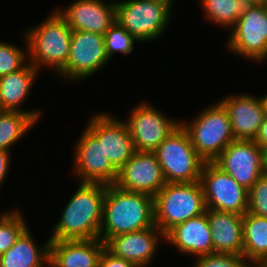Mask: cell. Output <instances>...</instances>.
Wrapping results in <instances>:
<instances>
[{"mask_svg": "<svg viewBox=\"0 0 267 267\" xmlns=\"http://www.w3.org/2000/svg\"><path fill=\"white\" fill-rule=\"evenodd\" d=\"M124 120L136 151L154 152L157 147L180 125V119L170 118L150 102H140Z\"/></svg>", "mask_w": 267, "mask_h": 267, "instance_id": "cell-11", "label": "cell"}, {"mask_svg": "<svg viewBox=\"0 0 267 267\" xmlns=\"http://www.w3.org/2000/svg\"><path fill=\"white\" fill-rule=\"evenodd\" d=\"M37 121L28 113L0 111V150L11 151L13 147Z\"/></svg>", "mask_w": 267, "mask_h": 267, "instance_id": "cell-25", "label": "cell"}, {"mask_svg": "<svg viewBox=\"0 0 267 267\" xmlns=\"http://www.w3.org/2000/svg\"><path fill=\"white\" fill-rule=\"evenodd\" d=\"M213 163L247 190L265 173L262 148L254 140L231 142Z\"/></svg>", "mask_w": 267, "mask_h": 267, "instance_id": "cell-14", "label": "cell"}, {"mask_svg": "<svg viewBox=\"0 0 267 267\" xmlns=\"http://www.w3.org/2000/svg\"><path fill=\"white\" fill-rule=\"evenodd\" d=\"M226 109L236 140H255L266 115L260 97L233 94L218 100Z\"/></svg>", "mask_w": 267, "mask_h": 267, "instance_id": "cell-18", "label": "cell"}, {"mask_svg": "<svg viewBox=\"0 0 267 267\" xmlns=\"http://www.w3.org/2000/svg\"><path fill=\"white\" fill-rule=\"evenodd\" d=\"M36 25L23 32L28 62L39 71L50 68L57 75L66 66L70 55L72 30L57 10Z\"/></svg>", "mask_w": 267, "mask_h": 267, "instance_id": "cell-3", "label": "cell"}, {"mask_svg": "<svg viewBox=\"0 0 267 267\" xmlns=\"http://www.w3.org/2000/svg\"><path fill=\"white\" fill-rule=\"evenodd\" d=\"M180 124L187 131L194 149L205 162H213L236 140L227 111L219 101L203 108L191 121L182 119Z\"/></svg>", "mask_w": 267, "mask_h": 267, "instance_id": "cell-4", "label": "cell"}, {"mask_svg": "<svg viewBox=\"0 0 267 267\" xmlns=\"http://www.w3.org/2000/svg\"><path fill=\"white\" fill-rule=\"evenodd\" d=\"M36 242L31 228H28L15 244L0 256V267H49L50 239L40 246Z\"/></svg>", "mask_w": 267, "mask_h": 267, "instance_id": "cell-23", "label": "cell"}, {"mask_svg": "<svg viewBox=\"0 0 267 267\" xmlns=\"http://www.w3.org/2000/svg\"><path fill=\"white\" fill-rule=\"evenodd\" d=\"M228 34L226 48L250 62L267 60V16L265 5L249 6Z\"/></svg>", "mask_w": 267, "mask_h": 267, "instance_id": "cell-8", "label": "cell"}, {"mask_svg": "<svg viewBox=\"0 0 267 267\" xmlns=\"http://www.w3.org/2000/svg\"><path fill=\"white\" fill-rule=\"evenodd\" d=\"M250 267H267V263H253Z\"/></svg>", "mask_w": 267, "mask_h": 267, "instance_id": "cell-39", "label": "cell"}, {"mask_svg": "<svg viewBox=\"0 0 267 267\" xmlns=\"http://www.w3.org/2000/svg\"><path fill=\"white\" fill-rule=\"evenodd\" d=\"M242 223V255L251 264L267 263V218L246 212Z\"/></svg>", "mask_w": 267, "mask_h": 267, "instance_id": "cell-24", "label": "cell"}, {"mask_svg": "<svg viewBox=\"0 0 267 267\" xmlns=\"http://www.w3.org/2000/svg\"><path fill=\"white\" fill-rule=\"evenodd\" d=\"M106 1V2H105ZM57 12L71 30L89 31L104 35L116 21L115 0H73Z\"/></svg>", "mask_w": 267, "mask_h": 267, "instance_id": "cell-17", "label": "cell"}, {"mask_svg": "<svg viewBox=\"0 0 267 267\" xmlns=\"http://www.w3.org/2000/svg\"><path fill=\"white\" fill-rule=\"evenodd\" d=\"M40 71L30 62L18 71L0 77V111H20L30 114L37 122L41 112L37 109H23L22 103L32 91ZM21 107V108H20Z\"/></svg>", "mask_w": 267, "mask_h": 267, "instance_id": "cell-21", "label": "cell"}, {"mask_svg": "<svg viewBox=\"0 0 267 267\" xmlns=\"http://www.w3.org/2000/svg\"><path fill=\"white\" fill-rule=\"evenodd\" d=\"M152 1H157V2H162L164 4H167L171 9L174 5L173 2H175V0H152Z\"/></svg>", "mask_w": 267, "mask_h": 267, "instance_id": "cell-38", "label": "cell"}, {"mask_svg": "<svg viewBox=\"0 0 267 267\" xmlns=\"http://www.w3.org/2000/svg\"><path fill=\"white\" fill-rule=\"evenodd\" d=\"M24 38L25 47L23 49L15 44L0 41V77L6 74L18 71L28 63V47L27 41Z\"/></svg>", "mask_w": 267, "mask_h": 267, "instance_id": "cell-29", "label": "cell"}, {"mask_svg": "<svg viewBox=\"0 0 267 267\" xmlns=\"http://www.w3.org/2000/svg\"><path fill=\"white\" fill-rule=\"evenodd\" d=\"M248 6H259V5H265L267 3V0H244Z\"/></svg>", "mask_w": 267, "mask_h": 267, "instance_id": "cell-35", "label": "cell"}, {"mask_svg": "<svg viewBox=\"0 0 267 267\" xmlns=\"http://www.w3.org/2000/svg\"><path fill=\"white\" fill-rule=\"evenodd\" d=\"M265 11H266V16H267V3L265 4Z\"/></svg>", "mask_w": 267, "mask_h": 267, "instance_id": "cell-40", "label": "cell"}, {"mask_svg": "<svg viewBox=\"0 0 267 267\" xmlns=\"http://www.w3.org/2000/svg\"><path fill=\"white\" fill-rule=\"evenodd\" d=\"M214 253L242 255V215L207 209Z\"/></svg>", "mask_w": 267, "mask_h": 267, "instance_id": "cell-22", "label": "cell"}, {"mask_svg": "<svg viewBox=\"0 0 267 267\" xmlns=\"http://www.w3.org/2000/svg\"><path fill=\"white\" fill-rule=\"evenodd\" d=\"M98 267H136L132 262L114 256L106 248L103 250Z\"/></svg>", "mask_w": 267, "mask_h": 267, "instance_id": "cell-32", "label": "cell"}, {"mask_svg": "<svg viewBox=\"0 0 267 267\" xmlns=\"http://www.w3.org/2000/svg\"><path fill=\"white\" fill-rule=\"evenodd\" d=\"M91 117L86 128L103 144L106 158L119 170L136 152L128 125L124 118L106 111Z\"/></svg>", "mask_w": 267, "mask_h": 267, "instance_id": "cell-13", "label": "cell"}, {"mask_svg": "<svg viewBox=\"0 0 267 267\" xmlns=\"http://www.w3.org/2000/svg\"><path fill=\"white\" fill-rule=\"evenodd\" d=\"M155 226L166 235L173 227L206 212L203 189L194 183H166L154 197Z\"/></svg>", "mask_w": 267, "mask_h": 267, "instance_id": "cell-5", "label": "cell"}, {"mask_svg": "<svg viewBox=\"0 0 267 267\" xmlns=\"http://www.w3.org/2000/svg\"><path fill=\"white\" fill-rule=\"evenodd\" d=\"M24 218V213L19 208L0 213V256L29 228Z\"/></svg>", "mask_w": 267, "mask_h": 267, "instance_id": "cell-27", "label": "cell"}, {"mask_svg": "<svg viewBox=\"0 0 267 267\" xmlns=\"http://www.w3.org/2000/svg\"><path fill=\"white\" fill-rule=\"evenodd\" d=\"M105 248L101 239L50 241L49 267H98Z\"/></svg>", "mask_w": 267, "mask_h": 267, "instance_id": "cell-20", "label": "cell"}, {"mask_svg": "<svg viewBox=\"0 0 267 267\" xmlns=\"http://www.w3.org/2000/svg\"><path fill=\"white\" fill-rule=\"evenodd\" d=\"M206 209L243 215L248 211L249 191L213 162H205L200 180Z\"/></svg>", "mask_w": 267, "mask_h": 267, "instance_id": "cell-10", "label": "cell"}, {"mask_svg": "<svg viewBox=\"0 0 267 267\" xmlns=\"http://www.w3.org/2000/svg\"><path fill=\"white\" fill-rule=\"evenodd\" d=\"M155 226L154 198L147 194L107 185L100 239L106 243L111 237Z\"/></svg>", "mask_w": 267, "mask_h": 267, "instance_id": "cell-2", "label": "cell"}, {"mask_svg": "<svg viewBox=\"0 0 267 267\" xmlns=\"http://www.w3.org/2000/svg\"><path fill=\"white\" fill-rule=\"evenodd\" d=\"M11 151L0 150V186L7 178L11 164ZM1 188V187H0Z\"/></svg>", "mask_w": 267, "mask_h": 267, "instance_id": "cell-33", "label": "cell"}, {"mask_svg": "<svg viewBox=\"0 0 267 267\" xmlns=\"http://www.w3.org/2000/svg\"><path fill=\"white\" fill-rule=\"evenodd\" d=\"M166 183H194L200 180L205 161L191 144L180 124L154 151Z\"/></svg>", "mask_w": 267, "mask_h": 267, "instance_id": "cell-6", "label": "cell"}, {"mask_svg": "<svg viewBox=\"0 0 267 267\" xmlns=\"http://www.w3.org/2000/svg\"><path fill=\"white\" fill-rule=\"evenodd\" d=\"M118 21L140 43L152 42L164 35L172 9L152 0H115Z\"/></svg>", "mask_w": 267, "mask_h": 267, "instance_id": "cell-7", "label": "cell"}, {"mask_svg": "<svg viewBox=\"0 0 267 267\" xmlns=\"http://www.w3.org/2000/svg\"><path fill=\"white\" fill-rule=\"evenodd\" d=\"M193 267H250L251 263L237 254L213 253L194 259Z\"/></svg>", "mask_w": 267, "mask_h": 267, "instance_id": "cell-30", "label": "cell"}, {"mask_svg": "<svg viewBox=\"0 0 267 267\" xmlns=\"http://www.w3.org/2000/svg\"><path fill=\"white\" fill-rule=\"evenodd\" d=\"M52 226L50 241L100 239L107 185L80 182Z\"/></svg>", "mask_w": 267, "mask_h": 267, "instance_id": "cell-1", "label": "cell"}, {"mask_svg": "<svg viewBox=\"0 0 267 267\" xmlns=\"http://www.w3.org/2000/svg\"><path fill=\"white\" fill-rule=\"evenodd\" d=\"M168 245L182 254L199 256L213 254L212 236L206 212L173 227L166 235Z\"/></svg>", "mask_w": 267, "mask_h": 267, "instance_id": "cell-19", "label": "cell"}, {"mask_svg": "<svg viewBox=\"0 0 267 267\" xmlns=\"http://www.w3.org/2000/svg\"><path fill=\"white\" fill-rule=\"evenodd\" d=\"M204 18L219 28L231 29L249 7L244 0H200Z\"/></svg>", "mask_w": 267, "mask_h": 267, "instance_id": "cell-26", "label": "cell"}, {"mask_svg": "<svg viewBox=\"0 0 267 267\" xmlns=\"http://www.w3.org/2000/svg\"><path fill=\"white\" fill-rule=\"evenodd\" d=\"M83 130L73 149L72 172L80 182L115 184L118 170L106 158L103 144L86 127Z\"/></svg>", "mask_w": 267, "mask_h": 267, "instance_id": "cell-12", "label": "cell"}, {"mask_svg": "<svg viewBox=\"0 0 267 267\" xmlns=\"http://www.w3.org/2000/svg\"><path fill=\"white\" fill-rule=\"evenodd\" d=\"M135 43H140L118 21H115L104 34V45L111 61L115 53L129 55L134 51Z\"/></svg>", "mask_w": 267, "mask_h": 267, "instance_id": "cell-28", "label": "cell"}, {"mask_svg": "<svg viewBox=\"0 0 267 267\" xmlns=\"http://www.w3.org/2000/svg\"><path fill=\"white\" fill-rule=\"evenodd\" d=\"M110 62L104 45V35L72 30L70 55L66 66L57 74L62 80L85 81L99 73ZM61 76V77H60Z\"/></svg>", "mask_w": 267, "mask_h": 267, "instance_id": "cell-9", "label": "cell"}, {"mask_svg": "<svg viewBox=\"0 0 267 267\" xmlns=\"http://www.w3.org/2000/svg\"><path fill=\"white\" fill-rule=\"evenodd\" d=\"M248 191L247 212L267 218V173H264Z\"/></svg>", "mask_w": 267, "mask_h": 267, "instance_id": "cell-31", "label": "cell"}, {"mask_svg": "<svg viewBox=\"0 0 267 267\" xmlns=\"http://www.w3.org/2000/svg\"><path fill=\"white\" fill-rule=\"evenodd\" d=\"M263 168L264 172L267 173V146L262 148Z\"/></svg>", "mask_w": 267, "mask_h": 267, "instance_id": "cell-36", "label": "cell"}, {"mask_svg": "<svg viewBox=\"0 0 267 267\" xmlns=\"http://www.w3.org/2000/svg\"><path fill=\"white\" fill-rule=\"evenodd\" d=\"M165 235L156 227L132 231L111 237L106 249L114 256L132 262L136 267H148L159 250Z\"/></svg>", "mask_w": 267, "mask_h": 267, "instance_id": "cell-16", "label": "cell"}, {"mask_svg": "<svg viewBox=\"0 0 267 267\" xmlns=\"http://www.w3.org/2000/svg\"><path fill=\"white\" fill-rule=\"evenodd\" d=\"M254 141L261 148L267 146V117H265L262 125L260 126V130Z\"/></svg>", "mask_w": 267, "mask_h": 267, "instance_id": "cell-34", "label": "cell"}, {"mask_svg": "<svg viewBox=\"0 0 267 267\" xmlns=\"http://www.w3.org/2000/svg\"><path fill=\"white\" fill-rule=\"evenodd\" d=\"M161 165L154 152L136 151L118 170L115 185L121 189L155 195L165 186Z\"/></svg>", "mask_w": 267, "mask_h": 267, "instance_id": "cell-15", "label": "cell"}, {"mask_svg": "<svg viewBox=\"0 0 267 267\" xmlns=\"http://www.w3.org/2000/svg\"><path fill=\"white\" fill-rule=\"evenodd\" d=\"M263 107H264V111H265V115L267 117V93H265V95L260 97Z\"/></svg>", "mask_w": 267, "mask_h": 267, "instance_id": "cell-37", "label": "cell"}]
</instances>
